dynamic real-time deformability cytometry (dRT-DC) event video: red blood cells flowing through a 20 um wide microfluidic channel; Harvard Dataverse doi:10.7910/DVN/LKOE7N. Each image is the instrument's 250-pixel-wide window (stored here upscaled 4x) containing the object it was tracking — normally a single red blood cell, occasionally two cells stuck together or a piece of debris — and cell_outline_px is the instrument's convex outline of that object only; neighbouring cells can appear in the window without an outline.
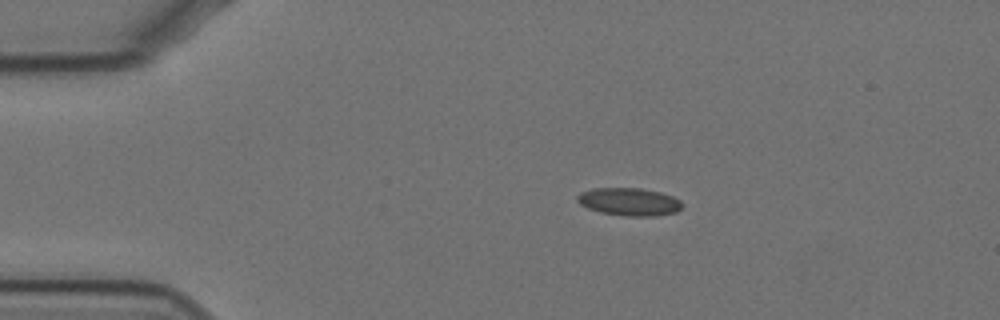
{"species": "Egyptian fruit bat (a non-hibernating species)", "species_latin": "Rousettus aegyptiacus", "temperature_condition": "cold", "stored_images_in_passage": 19, "camera_frame_rate_fps": 3000, "um_per_image_px": 0.085, "animal": {"sex": "female"}, "frame": {"image": 1, "passage_image": 1, "time_ms": 0.0, "image_size_px": [1000, 320], "cell_outline_px": [[680, 208], [676, 212], [656, 216], [628, 216], [600, 212], [588, 208], [580, 204], [576, 200], [576, 196], [580, 192], [592, 188], [640, 188], [660, 192], [672, 196], [680, 200]], "centroid_in_image_um": [53.44, 17.14], "position_along_channel_um": 31.6, "area_um2": 16.94}}
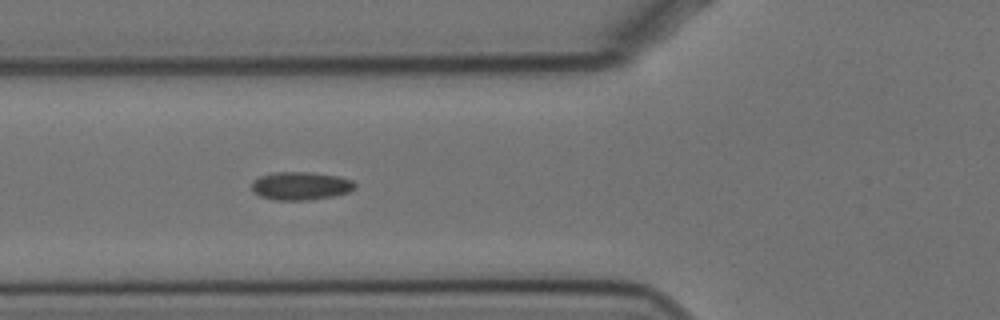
{"frame": {"image": 2, "passage_image": 11, "time_ms": 3.333, "image_size_px": [1000, 320], "cell_outline_px": [[356, 188], [348, 192], [332, 196], [308, 200], [276, 200], [260, 196], [252, 192], [252, 180], [260, 176], [276, 172], [308, 172], [340, 176], [352, 180], [356, 184]], "centroid_in_image_um": [25.55, 15.79], "position_along_channel_um": 100.2, "area_um2": 16.99}}
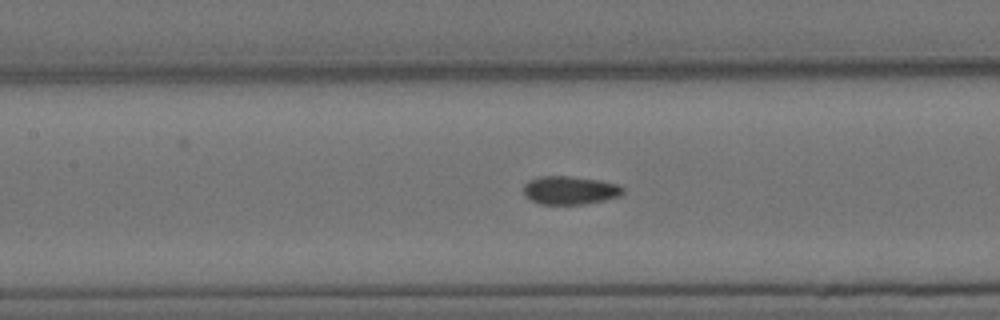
{"frame": {"image": 3, "passage_image": 16, "time_ms": 5.0, "image_size_px": [1000, 320], "cell_outline_px": [[624, 192], [620, 196], [604, 200], [584, 204], [540, 204], [524, 196], [524, 184], [528, 180], [540, 176], [568, 176], [600, 180], [616, 184], [624, 188]], "centroid_in_image_um": [48.43, 16.17], "position_along_channel_um": 159.0, "area_um2": 16.42}}